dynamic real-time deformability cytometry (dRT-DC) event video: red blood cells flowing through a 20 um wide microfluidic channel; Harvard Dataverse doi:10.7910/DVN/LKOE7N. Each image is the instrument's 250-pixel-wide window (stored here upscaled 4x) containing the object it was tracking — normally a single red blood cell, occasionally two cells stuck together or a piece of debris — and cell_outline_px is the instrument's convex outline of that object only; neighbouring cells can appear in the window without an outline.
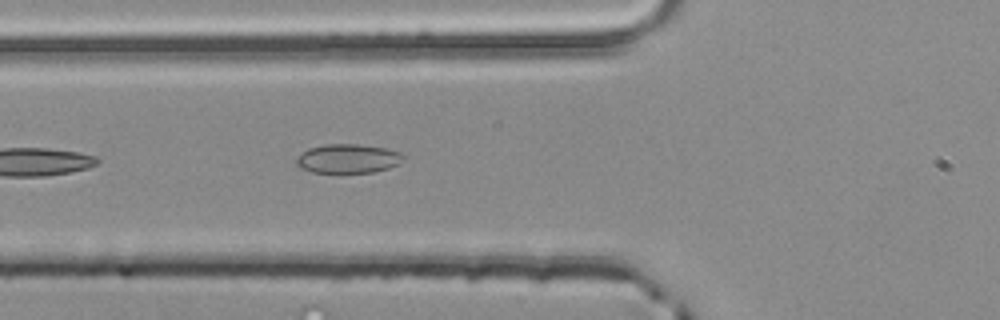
{"species": "common noctule bat (a hibernating species)", "species_latin": "Nyctalus noctula", "temperature_condition": "room temperature", "stored_images_in_passage": 5, "segment_of_instrument_passage": [2, 2], "camera_frame_rate_fps": 3000, "um_per_image_px": 0.085, "animal": {"sex": "male", "body_mass_g": 20.4}, "frame": {"image": 1, "passage_image": 5, "time_ms": 1.333, "image_size_px": [1000, 320], "cell_outline_px": [[408, 156], [400, 164], [388, 168], [372, 172], [312, 172], [300, 168], [296, 164], [296, 156], [308, 148], [324, 144], [360, 144], [384, 148], [400, 152]], "centroid_in_image_um": [29.59, 13.47], "position_along_channel_um": 96.2, "area_um2": 18.32}}